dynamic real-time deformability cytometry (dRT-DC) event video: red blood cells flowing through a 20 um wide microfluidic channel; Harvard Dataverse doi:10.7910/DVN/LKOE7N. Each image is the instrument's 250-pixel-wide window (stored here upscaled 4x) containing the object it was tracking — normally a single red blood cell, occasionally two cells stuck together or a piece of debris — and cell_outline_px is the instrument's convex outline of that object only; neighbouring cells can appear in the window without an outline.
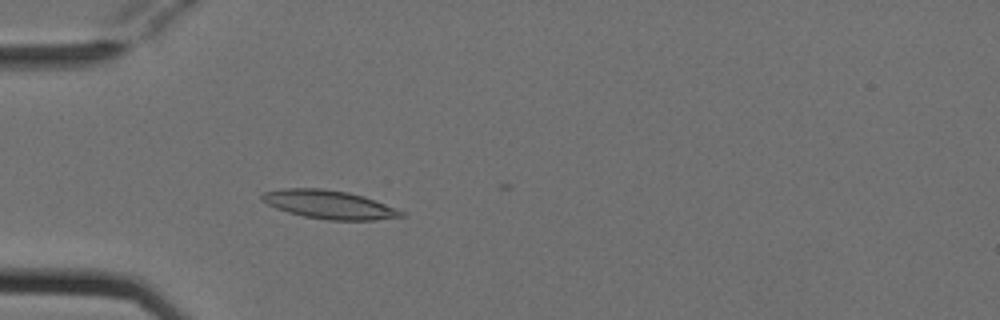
{"species": "Egyptian fruit bat (a non-hibernating species)", "species_latin": "Rousettus aegyptiacus", "temperature_condition": "cold", "stored_images_in_passage": 3, "camera_frame_rate_fps": 3000, "um_per_image_px": 0.085, "animal": {"sex": "female"}, "frame": {"image": 1, "passage_image": 3, "time_ms": 0.667, "image_size_px": [1000, 320], "cell_outline_px": [[408, 216], [376, 220], [328, 220], [304, 216], [288, 212], [276, 208], [260, 200], [260, 196], [264, 192], [284, 188], [320, 188], [348, 192], [364, 196], [396, 208], [404, 212]], "centroid_in_image_um": [28.0, 17.39], "position_along_channel_um": 57.0, "area_um2": 23.18}}